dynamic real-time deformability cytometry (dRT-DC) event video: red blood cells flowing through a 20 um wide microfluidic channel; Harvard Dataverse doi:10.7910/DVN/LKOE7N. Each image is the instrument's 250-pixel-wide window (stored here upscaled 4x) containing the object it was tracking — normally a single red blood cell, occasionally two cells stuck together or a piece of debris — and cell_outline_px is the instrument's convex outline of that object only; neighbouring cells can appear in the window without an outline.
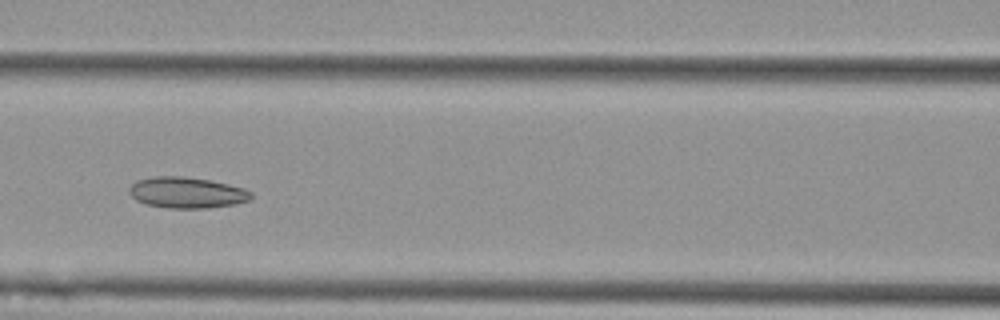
{"species": "Egyptian fruit bat (a non-hibernating species)", "species_latin": "Rousettus aegyptiacus", "temperature_condition": "cold", "stored_images_in_passage": 9, "camera_frame_rate_fps": 3000, "um_per_image_px": 0.085, "animal": {"sex": "female"}, "frame": {"image": 1, "passage_image": 7, "time_ms": 7.0, "image_size_px": [1000, 320], "cell_outline_px": [[252, 196], [248, 200], [232, 204], [208, 208], [168, 208], [144, 204], [136, 200], [128, 192], [128, 188], [136, 180], [156, 176], [184, 176], [208, 180], [228, 184], [244, 188], [252, 192]], "centroid_in_image_um": [15.83, 16.37], "position_along_channel_um": 150.8, "area_um2": 22.02}}
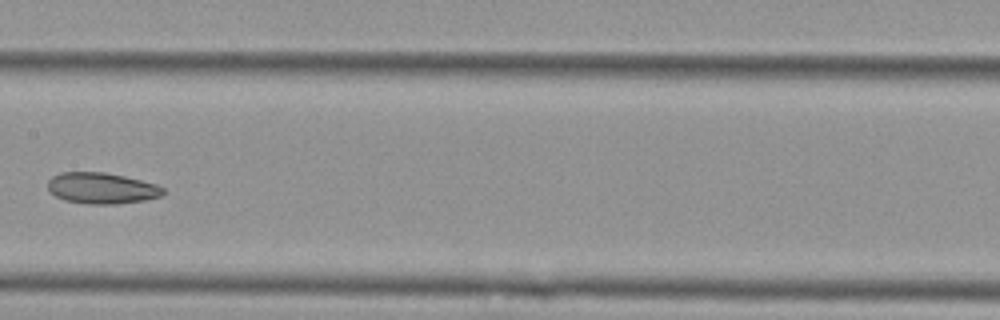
{"frame": {"image": 2, "passage_image": 8, "time_ms": 8.333, "image_size_px": [1000, 320], "cell_outline_px": [[164, 192], [160, 196], [144, 200], [112, 204], [88, 204], [64, 200], [56, 196], [48, 188], [48, 180], [52, 176], [60, 172], [104, 172], [124, 176], [156, 184], [164, 188]], "centroid_in_image_um": [8.62, 15.99], "position_along_channel_um": 198.8, "area_um2": 20.75}}
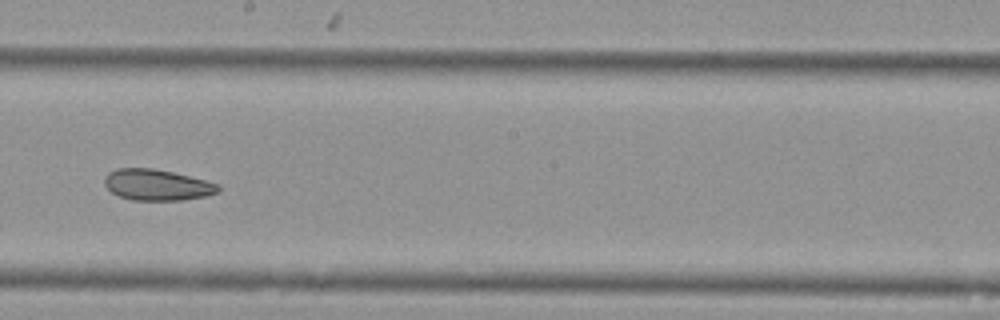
{"frame": {"image": 3, "passage_image": 9, "time_ms": 9.333, "image_size_px": [1000, 320], "cell_outline_px": [[220, 188], [216, 192], [208, 196], [180, 200], [132, 200], [120, 196], [112, 192], [104, 184], [104, 176], [108, 172], [116, 168], [152, 168], [172, 172], [220, 184]], "centroid_in_image_um": [13.32, 15.71], "position_along_channel_um": 234.9, "area_um2": 20.52}}